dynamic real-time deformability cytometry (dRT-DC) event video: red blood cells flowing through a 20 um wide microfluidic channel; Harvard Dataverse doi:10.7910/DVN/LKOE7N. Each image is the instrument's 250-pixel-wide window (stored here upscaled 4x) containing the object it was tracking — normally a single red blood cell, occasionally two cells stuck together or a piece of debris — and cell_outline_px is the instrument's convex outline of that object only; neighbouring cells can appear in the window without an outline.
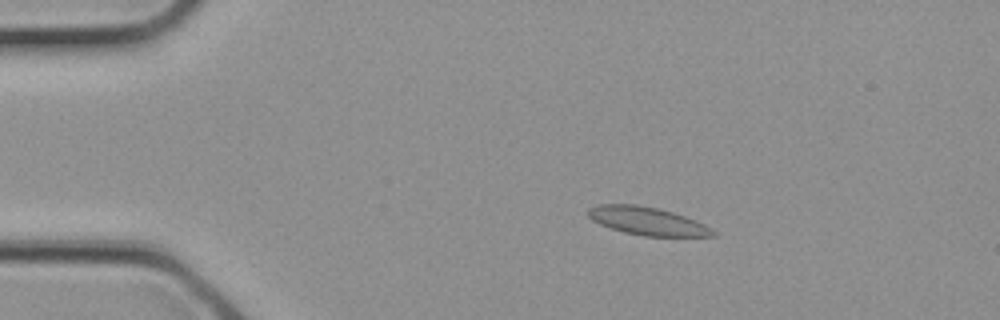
{"species": "common noctule bat (a hibernating species)", "species_latin": "Nyctalus noctula", "temperature_condition": "cold", "stored_images_in_passage": 3, "camera_frame_rate_fps": 3000, "um_per_image_px": 0.085, "animal": {"sex": "female", "body_mass_g": 21.9}, "frame": {"image": 1, "passage_image": 2, "time_ms": 0.333, "image_size_px": [1000, 320], "cell_outline_px": [[716, 236], [644, 236], [624, 232], [600, 224], [592, 220], [588, 216], [588, 208], [596, 204], [636, 204], [660, 208], [684, 216], [704, 224], [716, 232]], "centroid_in_image_um": [55.0, 18.77], "position_along_channel_um": 30.0, "area_um2": 20.35}}